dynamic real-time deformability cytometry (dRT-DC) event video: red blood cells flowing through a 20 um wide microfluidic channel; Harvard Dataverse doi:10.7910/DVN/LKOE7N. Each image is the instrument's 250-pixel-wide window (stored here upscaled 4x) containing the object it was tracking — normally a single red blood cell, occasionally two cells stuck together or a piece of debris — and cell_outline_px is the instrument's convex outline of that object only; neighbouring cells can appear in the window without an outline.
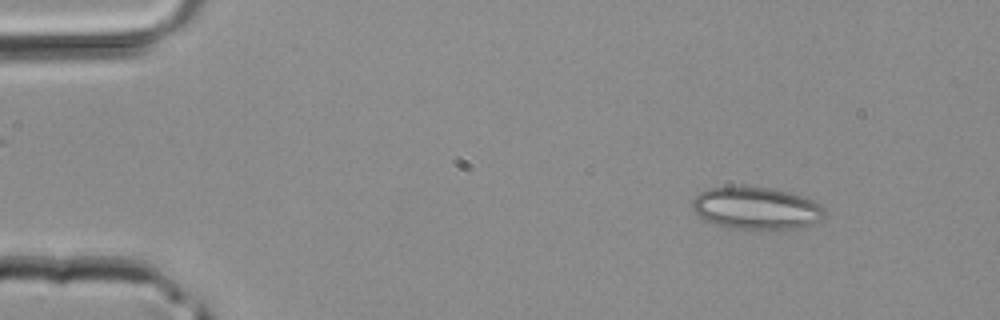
{"species": "common noctule bat (a hibernating species)", "species_latin": "Nyctalus noctula", "temperature_condition": "room temperature", "stored_images_in_passage": 42, "camera_frame_rate_fps": 3000, "um_per_image_px": 0.085, "animal": {"sex": "male", "body_mass_g": 20.4}, "frame": {"image": 1, "passage_image": 5, "time_ms": 1.333, "image_size_px": [1000, 320], "cell_outline_px": [[824, 216], [820, 220], [800, 228], [776, 232], [728, 228], [704, 220], [692, 208], [692, 200], [700, 192], [708, 188], [772, 188], [804, 196], [820, 204], [824, 208]], "centroid_in_image_um": [64.32, 17.76], "position_along_channel_um": 20.7, "area_um2": 33.0}}
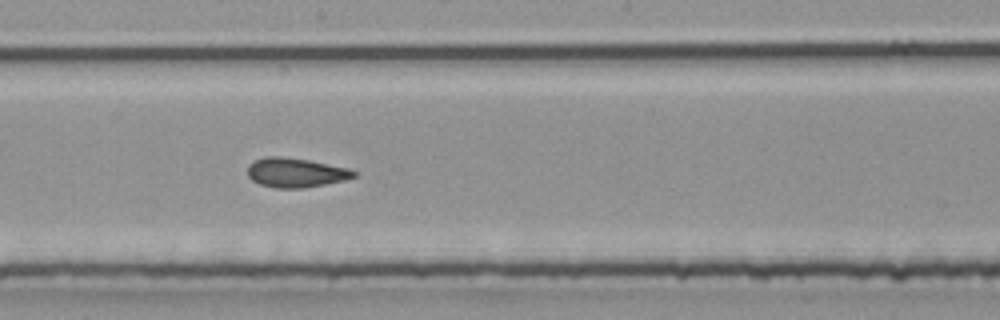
{"frame": {"image": 2, "passage_image": 23, "time_ms": 7.333, "image_size_px": [1000, 320], "cell_outline_px": [[356, 176], [344, 180], [324, 184], [300, 188], [276, 188], [260, 184], [252, 180], [248, 176], [248, 164], [252, 160], [264, 156], [280, 156], [308, 160], [348, 168], [356, 172]], "centroid_in_image_um": [25.08, 14.66], "position_along_channel_um": 223.1, "area_um2": 18.15}}
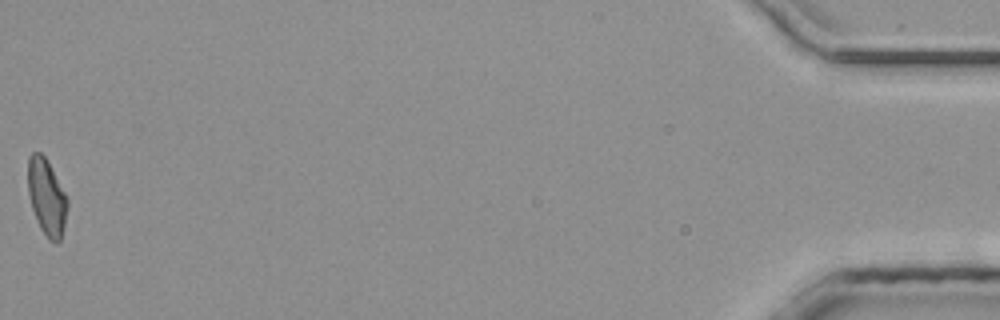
{"frame": {"image": 3, "passage_image": 42, "time_ms": 13.667, "image_size_px": [1000, 320], "cell_outline_px": [[68, 208], [60, 240], [56, 244], [48, 240], [40, 228], [36, 220], [32, 208], [28, 192], [28, 156], [32, 152], [40, 152], [44, 156], [68, 196]], "centroid_in_image_um": [3.97, 16.77], "position_along_channel_um": 431.2, "area_um2": 17.69}}